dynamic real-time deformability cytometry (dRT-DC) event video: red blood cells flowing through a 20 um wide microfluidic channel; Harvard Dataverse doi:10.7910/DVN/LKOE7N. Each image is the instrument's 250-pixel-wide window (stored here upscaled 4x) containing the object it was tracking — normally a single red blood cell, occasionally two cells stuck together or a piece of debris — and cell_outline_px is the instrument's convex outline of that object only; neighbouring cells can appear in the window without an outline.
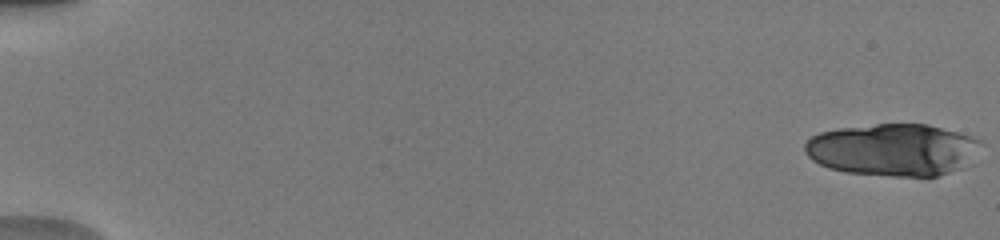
{"species": "human", "species_latin": "Homo sapiens", "temperature_condition": "warm", "stored_images_in_passage": 23, "camera_frame_rate_fps": 3000, "um_per_image_px": 0.085, "donor": {"sex": "male"}, "frame": {"image": 1, "passage_image": 1, "time_ms": 0.0, "image_size_px": [1000, 240], "cell_outline_px": [[984, 144], [964, 168], [936, 176], [892, 176], [844, 172], [828, 168], [812, 160], [804, 152], [804, 144], [812, 136], [820, 132], [840, 128], [876, 124], [928, 124], [972, 136], [980, 140]], "centroid_in_image_um": [75.91, 12.73], "position_along_channel_um": 9.1, "area_um2": 53.87}}
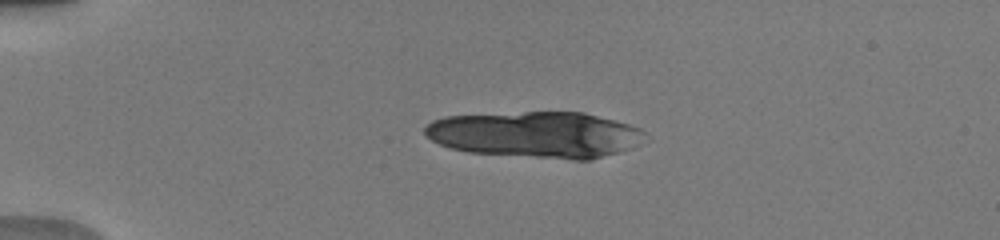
{"frame": {"image": 2, "passage_image": 13, "time_ms": 4.0, "image_size_px": [1000, 240], "cell_outline_px": [[644, 132], [640, 144], [632, 148], [620, 152], [592, 160], [572, 160], [468, 152], [452, 148], [440, 144], [432, 140], [424, 132], [424, 128], [432, 120], [444, 116], [524, 112], [584, 112], [628, 124], [640, 128]], "centroid_in_image_um": [45.55, 11.45], "position_along_channel_um": 39.5, "area_um2": 59.36}}